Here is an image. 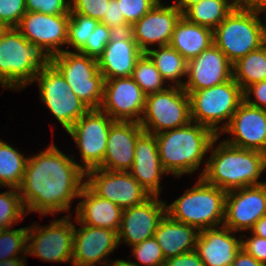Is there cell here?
<instances>
[{"instance_id": "cell-1", "label": "cell", "mask_w": 266, "mask_h": 266, "mask_svg": "<svg viewBox=\"0 0 266 266\" xmlns=\"http://www.w3.org/2000/svg\"><path fill=\"white\" fill-rule=\"evenodd\" d=\"M85 171L54 143L37 155L29 156L22 184L18 188L26 214L42 216L69 212L86 184Z\"/></svg>"}, {"instance_id": "cell-2", "label": "cell", "mask_w": 266, "mask_h": 266, "mask_svg": "<svg viewBox=\"0 0 266 266\" xmlns=\"http://www.w3.org/2000/svg\"><path fill=\"white\" fill-rule=\"evenodd\" d=\"M219 137L217 135L211 143V156L200 177L225 192L266 183L259 181L266 169L265 153L239 148L224 140L213 148Z\"/></svg>"}, {"instance_id": "cell-3", "label": "cell", "mask_w": 266, "mask_h": 266, "mask_svg": "<svg viewBox=\"0 0 266 266\" xmlns=\"http://www.w3.org/2000/svg\"><path fill=\"white\" fill-rule=\"evenodd\" d=\"M216 136L210 128L193 121L156 134L163 169L175 177L193 174L199 169Z\"/></svg>"}, {"instance_id": "cell-4", "label": "cell", "mask_w": 266, "mask_h": 266, "mask_svg": "<svg viewBox=\"0 0 266 266\" xmlns=\"http://www.w3.org/2000/svg\"><path fill=\"white\" fill-rule=\"evenodd\" d=\"M51 63L52 56L39 44L29 42L16 28H11L0 40V84L3 90H23Z\"/></svg>"}, {"instance_id": "cell-5", "label": "cell", "mask_w": 266, "mask_h": 266, "mask_svg": "<svg viewBox=\"0 0 266 266\" xmlns=\"http://www.w3.org/2000/svg\"><path fill=\"white\" fill-rule=\"evenodd\" d=\"M227 192L199 177L194 186L174 202L166 205V214L173 220L192 225L199 231L220 227L225 217Z\"/></svg>"}, {"instance_id": "cell-6", "label": "cell", "mask_w": 266, "mask_h": 266, "mask_svg": "<svg viewBox=\"0 0 266 266\" xmlns=\"http://www.w3.org/2000/svg\"><path fill=\"white\" fill-rule=\"evenodd\" d=\"M186 93L190 98L191 120L210 128L216 135L228 125L244 101L243 90L233 78L220 85ZM224 120L227 122L223 124ZM221 122L222 126L219 125Z\"/></svg>"}, {"instance_id": "cell-7", "label": "cell", "mask_w": 266, "mask_h": 266, "mask_svg": "<svg viewBox=\"0 0 266 266\" xmlns=\"http://www.w3.org/2000/svg\"><path fill=\"white\" fill-rule=\"evenodd\" d=\"M52 64L89 109L100 108L105 79L100 72L97 59L79 51L65 50L52 57Z\"/></svg>"}, {"instance_id": "cell-8", "label": "cell", "mask_w": 266, "mask_h": 266, "mask_svg": "<svg viewBox=\"0 0 266 266\" xmlns=\"http://www.w3.org/2000/svg\"><path fill=\"white\" fill-rule=\"evenodd\" d=\"M213 44L232 64L264 45L254 9L236 6L213 30Z\"/></svg>"}, {"instance_id": "cell-9", "label": "cell", "mask_w": 266, "mask_h": 266, "mask_svg": "<svg viewBox=\"0 0 266 266\" xmlns=\"http://www.w3.org/2000/svg\"><path fill=\"white\" fill-rule=\"evenodd\" d=\"M146 95L145 108L139 121L144 132H161L183 127L191 120L190 98L183 87L170 86Z\"/></svg>"}, {"instance_id": "cell-10", "label": "cell", "mask_w": 266, "mask_h": 266, "mask_svg": "<svg viewBox=\"0 0 266 266\" xmlns=\"http://www.w3.org/2000/svg\"><path fill=\"white\" fill-rule=\"evenodd\" d=\"M35 81L40 99L66 131L89 110L52 63L35 75Z\"/></svg>"}, {"instance_id": "cell-11", "label": "cell", "mask_w": 266, "mask_h": 266, "mask_svg": "<svg viewBox=\"0 0 266 266\" xmlns=\"http://www.w3.org/2000/svg\"><path fill=\"white\" fill-rule=\"evenodd\" d=\"M113 122L114 120L100 109H89L67 131L80 150L82 162L78 163V166L85 173L102 165L108 133Z\"/></svg>"}, {"instance_id": "cell-12", "label": "cell", "mask_w": 266, "mask_h": 266, "mask_svg": "<svg viewBox=\"0 0 266 266\" xmlns=\"http://www.w3.org/2000/svg\"><path fill=\"white\" fill-rule=\"evenodd\" d=\"M71 214L53 220L46 226L37 224L28 227L27 254L41 258L44 262H71L75 224ZM31 242V243H30Z\"/></svg>"}, {"instance_id": "cell-13", "label": "cell", "mask_w": 266, "mask_h": 266, "mask_svg": "<svg viewBox=\"0 0 266 266\" xmlns=\"http://www.w3.org/2000/svg\"><path fill=\"white\" fill-rule=\"evenodd\" d=\"M86 179L96 195L122 209L141 204L151 196L129 172L95 168L86 172Z\"/></svg>"}, {"instance_id": "cell-14", "label": "cell", "mask_w": 266, "mask_h": 266, "mask_svg": "<svg viewBox=\"0 0 266 266\" xmlns=\"http://www.w3.org/2000/svg\"><path fill=\"white\" fill-rule=\"evenodd\" d=\"M146 94L132 77L107 79L104 82L100 110L114 121L138 122L142 118Z\"/></svg>"}, {"instance_id": "cell-15", "label": "cell", "mask_w": 266, "mask_h": 266, "mask_svg": "<svg viewBox=\"0 0 266 266\" xmlns=\"http://www.w3.org/2000/svg\"><path fill=\"white\" fill-rule=\"evenodd\" d=\"M266 215V183L227 192L223 226L234 232L252 230Z\"/></svg>"}, {"instance_id": "cell-16", "label": "cell", "mask_w": 266, "mask_h": 266, "mask_svg": "<svg viewBox=\"0 0 266 266\" xmlns=\"http://www.w3.org/2000/svg\"><path fill=\"white\" fill-rule=\"evenodd\" d=\"M69 14L48 15L27 12L16 29L29 41L39 44L52 57L64 52L68 41ZM62 46V47H61Z\"/></svg>"}, {"instance_id": "cell-17", "label": "cell", "mask_w": 266, "mask_h": 266, "mask_svg": "<svg viewBox=\"0 0 266 266\" xmlns=\"http://www.w3.org/2000/svg\"><path fill=\"white\" fill-rule=\"evenodd\" d=\"M166 215V203L159 196H150L143 203L123 209L118 230V243L137 245L154 237L160 221Z\"/></svg>"}, {"instance_id": "cell-18", "label": "cell", "mask_w": 266, "mask_h": 266, "mask_svg": "<svg viewBox=\"0 0 266 266\" xmlns=\"http://www.w3.org/2000/svg\"><path fill=\"white\" fill-rule=\"evenodd\" d=\"M81 225L78 229L75 226L74 229L72 266H95L97 263L112 266L120 260H111L109 263V259H107V256L119 246L116 231Z\"/></svg>"}, {"instance_id": "cell-19", "label": "cell", "mask_w": 266, "mask_h": 266, "mask_svg": "<svg viewBox=\"0 0 266 266\" xmlns=\"http://www.w3.org/2000/svg\"><path fill=\"white\" fill-rule=\"evenodd\" d=\"M223 133L232 135L224 140L228 144L266 154V110L243 101L219 136Z\"/></svg>"}, {"instance_id": "cell-20", "label": "cell", "mask_w": 266, "mask_h": 266, "mask_svg": "<svg viewBox=\"0 0 266 266\" xmlns=\"http://www.w3.org/2000/svg\"><path fill=\"white\" fill-rule=\"evenodd\" d=\"M232 63L214 44L188 61L186 92L210 88L233 78Z\"/></svg>"}, {"instance_id": "cell-21", "label": "cell", "mask_w": 266, "mask_h": 266, "mask_svg": "<svg viewBox=\"0 0 266 266\" xmlns=\"http://www.w3.org/2000/svg\"><path fill=\"white\" fill-rule=\"evenodd\" d=\"M182 12L175 5L165 6L159 1L140 20L133 24V38L146 53L151 45H169L176 23Z\"/></svg>"}, {"instance_id": "cell-22", "label": "cell", "mask_w": 266, "mask_h": 266, "mask_svg": "<svg viewBox=\"0 0 266 266\" xmlns=\"http://www.w3.org/2000/svg\"><path fill=\"white\" fill-rule=\"evenodd\" d=\"M143 132L138 122L114 121L108 133L103 163L99 168L128 172L133 165L136 140Z\"/></svg>"}, {"instance_id": "cell-23", "label": "cell", "mask_w": 266, "mask_h": 266, "mask_svg": "<svg viewBox=\"0 0 266 266\" xmlns=\"http://www.w3.org/2000/svg\"><path fill=\"white\" fill-rule=\"evenodd\" d=\"M134 161L128 171L151 195L159 196L162 175L168 174L162 167L156 137L143 132L136 140Z\"/></svg>"}, {"instance_id": "cell-24", "label": "cell", "mask_w": 266, "mask_h": 266, "mask_svg": "<svg viewBox=\"0 0 266 266\" xmlns=\"http://www.w3.org/2000/svg\"><path fill=\"white\" fill-rule=\"evenodd\" d=\"M235 233L223 225L200 230L195 251L205 266H231L241 249Z\"/></svg>"}, {"instance_id": "cell-25", "label": "cell", "mask_w": 266, "mask_h": 266, "mask_svg": "<svg viewBox=\"0 0 266 266\" xmlns=\"http://www.w3.org/2000/svg\"><path fill=\"white\" fill-rule=\"evenodd\" d=\"M75 220L99 228H108L118 233L123 209L115 203L96 195L86 184L79 194Z\"/></svg>"}, {"instance_id": "cell-26", "label": "cell", "mask_w": 266, "mask_h": 266, "mask_svg": "<svg viewBox=\"0 0 266 266\" xmlns=\"http://www.w3.org/2000/svg\"><path fill=\"white\" fill-rule=\"evenodd\" d=\"M143 53L135 40L109 41L97 59L100 72L105 80L131 77Z\"/></svg>"}, {"instance_id": "cell-27", "label": "cell", "mask_w": 266, "mask_h": 266, "mask_svg": "<svg viewBox=\"0 0 266 266\" xmlns=\"http://www.w3.org/2000/svg\"><path fill=\"white\" fill-rule=\"evenodd\" d=\"M199 232L196 227L175 221L166 214L160 221L154 238L167 259L194 251Z\"/></svg>"}, {"instance_id": "cell-28", "label": "cell", "mask_w": 266, "mask_h": 266, "mask_svg": "<svg viewBox=\"0 0 266 266\" xmlns=\"http://www.w3.org/2000/svg\"><path fill=\"white\" fill-rule=\"evenodd\" d=\"M213 44V30L181 17L176 23L169 45L187 61L196 58Z\"/></svg>"}, {"instance_id": "cell-29", "label": "cell", "mask_w": 266, "mask_h": 266, "mask_svg": "<svg viewBox=\"0 0 266 266\" xmlns=\"http://www.w3.org/2000/svg\"><path fill=\"white\" fill-rule=\"evenodd\" d=\"M157 48H150L146 54L154 62L163 79L170 81V86L183 87L185 82L181 79L187 77L188 61L170 45ZM171 82L174 84L171 85Z\"/></svg>"}, {"instance_id": "cell-30", "label": "cell", "mask_w": 266, "mask_h": 266, "mask_svg": "<svg viewBox=\"0 0 266 266\" xmlns=\"http://www.w3.org/2000/svg\"><path fill=\"white\" fill-rule=\"evenodd\" d=\"M199 0L182 16L188 21L214 30L237 6L233 0Z\"/></svg>"}, {"instance_id": "cell-31", "label": "cell", "mask_w": 266, "mask_h": 266, "mask_svg": "<svg viewBox=\"0 0 266 266\" xmlns=\"http://www.w3.org/2000/svg\"><path fill=\"white\" fill-rule=\"evenodd\" d=\"M233 79L244 91L250 85L266 80V45L249 52L232 65Z\"/></svg>"}, {"instance_id": "cell-32", "label": "cell", "mask_w": 266, "mask_h": 266, "mask_svg": "<svg viewBox=\"0 0 266 266\" xmlns=\"http://www.w3.org/2000/svg\"><path fill=\"white\" fill-rule=\"evenodd\" d=\"M29 157L0 140V187L19 188Z\"/></svg>"}, {"instance_id": "cell-33", "label": "cell", "mask_w": 266, "mask_h": 266, "mask_svg": "<svg viewBox=\"0 0 266 266\" xmlns=\"http://www.w3.org/2000/svg\"><path fill=\"white\" fill-rule=\"evenodd\" d=\"M131 77L146 95L167 89L163 86L166 81L146 53L137 60Z\"/></svg>"}, {"instance_id": "cell-34", "label": "cell", "mask_w": 266, "mask_h": 266, "mask_svg": "<svg viewBox=\"0 0 266 266\" xmlns=\"http://www.w3.org/2000/svg\"><path fill=\"white\" fill-rule=\"evenodd\" d=\"M0 193V227L11 228L27 214L22 204L19 190L9 188ZM25 215V216H24Z\"/></svg>"}, {"instance_id": "cell-35", "label": "cell", "mask_w": 266, "mask_h": 266, "mask_svg": "<svg viewBox=\"0 0 266 266\" xmlns=\"http://www.w3.org/2000/svg\"><path fill=\"white\" fill-rule=\"evenodd\" d=\"M69 16L67 46L80 51L100 21L76 13H70Z\"/></svg>"}, {"instance_id": "cell-36", "label": "cell", "mask_w": 266, "mask_h": 266, "mask_svg": "<svg viewBox=\"0 0 266 266\" xmlns=\"http://www.w3.org/2000/svg\"><path fill=\"white\" fill-rule=\"evenodd\" d=\"M28 227L10 229L3 228L0 233V261L19 257L17 254L27 255Z\"/></svg>"}, {"instance_id": "cell-37", "label": "cell", "mask_w": 266, "mask_h": 266, "mask_svg": "<svg viewBox=\"0 0 266 266\" xmlns=\"http://www.w3.org/2000/svg\"><path fill=\"white\" fill-rule=\"evenodd\" d=\"M131 252L132 256H135L138 263L124 260L130 266H164L166 260L163 256L160 245L154 237L132 246Z\"/></svg>"}, {"instance_id": "cell-38", "label": "cell", "mask_w": 266, "mask_h": 266, "mask_svg": "<svg viewBox=\"0 0 266 266\" xmlns=\"http://www.w3.org/2000/svg\"><path fill=\"white\" fill-rule=\"evenodd\" d=\"M109 34V27L105 24L99 23L92 34H90V37H88L85 46L79 52L98 59L109 42Z\"/></svg>"}, {"instance_id": "cell-39", "label": "cell", "mask_w": 266, "mask_h": 266, "mask_svg": "<svg viewBox=\"0 0 266 266\" xmlns=\"http://www.w3.org/2000/svg\"><path fill=\"white\" fill-rule=\"evenodd\" d=\"M160 0H118L121 13L128 24H134L148 13Z\"/></svg>"}, {"instance_id": "cell-40", "label": "cell", "mask_w": 266, "mask_h": 266, "mask_svg": "<svg viewBox=\"0 0 266 266\" xmlns=\"http://www.w3.org/2000/svg\"><path fill=\"white\" fill-rule=\"evenodd\" d=\"M110 0H70V13L82 14L101 21Z\"/></svg>"}, {"instance_id": "cell-41", "label": "cell", "mask_w": 266, "mask_h": 266, "mask_svg": "<svg viewBox=\"0 0 266 266\" xmlns=\"http://www.w3.org/2000/svg\"><path fill=\"white\" fill-rule=\"evenodd\" d=\"M26 13L25 0H0V22L11 28H16Z\"/></svg>"}, {"instance_id": "cell-42", "label": "cell", "mask_w": 266, "mask_h": 266, "mask_svg": "<svg viewBox=\"0 0 266 266\" xmlns=\"http://www.w3.org/2000/svg\"><path fill=\"white\" fill-rule=\"evenodd\" d=\"M27 12L48 15L70 14V0H25Z\"/></svg>"}, {"instance_id": "cell-43", "label": "cell", "mask_w": 266, "mask_h": 266, "mask_svg": "<svg viewBox=\"0 0 266 266\" xmlns=\"http://www.w3.org/2000/svg\"><path fill=\"white\" fill-rule=\"evenodd\" d=\"M243 237L244 235H241V248L266 266V239L258 237L252 232L246 240L242 239Z\"/></svg>"}, {"instance_id": "cell-44", "label": "cell", "mask_w": 266, "mask_h": 266, "mask_svg": "<svg viewBox=\"0 0 266 266\" xmlns=\"http://www.w3.org/2000/svg\"><path fill=\"white\" fill-rule=\"evenodd\" d=\"M243 95H244V101L248 105L252 107H256V108L265 109L266 108V80L256 82L250 85L243 91ZM253 95L255 96L254 99L252 98ZM250 96L252 97L250 98Z\"/></svg>"}, {"instance_id": "cell-45", "label": "cell", "mask_w": 266, "mask_h": 266, "mask_svg": "<svg viewBox=\"0 0 266 266\" xmlns=\"http://www.w3.org/2000/svg\"><path fill=\"white\" fill-rule=\"evenodd\" d=\"M100 23L107 25L109 28L127 23L123 13H121L118 0H110L106 13Z\"/></svg>"}, {"instance_id": "cell-46", "label": "cell", "mask_w": 266, "mask_h": 266, "mask_svg": "<svg viewBox=\"0 0 266 266\" xmlns=\"http://www.w3.org/2000/svg\"><path fill=\"white\" fill-rule=\"evenodd\" d=\"M164 266H205L194 250L185 254L170 257L165 260Z\"/></svg>"}, {"instance_id": "cell-47", "label": "cell", "mask_w": 266, "mask_h": 266, "mask_svg": "<svg viewBox=\"0 0 266 266\" xmlns=\"http://www.w3.org/2000/svg\"><path fill=\"white\" fill-rule=\"evenodd\" d=\"M110 29L109 41L134 40L133 24H123Z\"/></svg>"}, {"instance_id": "cell-48", "label": "cell", "mask_w": 266, "mask_h": 266, "mask_svg": "<svg viewBox=\"0 0 266 266\" xmlns=\"http://www.w3.org/2000/svg\"><path fill=\"white\" fill-rule=\"evenodd\" d=\"M231 266H264L257 261L253 256L246 253L242 248L237 253Z\"/></svg>"}, {"instance_id": "cell-49", "label": "cell", "mask_w": 266, "mask_h": 266, "mask_svg": "<svg viewBox=\"0 0 266 266\" xmlns=\"http://www.w3.org/2000/svg\"><path fill=\"white\" fill-rule=\"evenodd\" d=\"M254 11H255V13L257 15V19H258V22H259L263 44L266 45V2H263L262 4L258 5L254 9ZM259 14H265L264 15L265 16L264 22L260 18Z\"/></svg>"}, {"instance_id": "cell-50", "label": "cell", "mask_w": 266, "mask_h": 266, "mask_svg": "<svg viewBox=\"0 0 266 266\" xmlns=\"http://www.w3.org/2000/svg\"><path fill=\"white\" fill-rule=\"evenodd\" d=\"M251 232L261 238L266 239V215L261 217L256 223Z\"/></svg>"}, {"instance_id": "cell-51", "label": "cell", "mask_w": 266, "mask_h": 266, "mask_svg": "<svg viewBox=\"0 0 266 266\" xmlns=\"http://www.w3.org/2000/svg\"><path fill=\"white\" fill-rule=\"evenodd\" d=\"M236 5L241 8L255 9L258 5L266 2V0H235Z\"/></svg>"}, {"instance_id": "cell-52", "label": "cell", "mask_w": 266, "mask_h": 266, "mask_svg": "<svg viewBox=\"0 0 266 266\" xmlns=\"http://www.w3.org/2000/svg\"><path fill=\"white\" fill-rule=\"evenodd\" d=\"M26 259L21 257L10 258L0 261V266H27Z\"/></svg>"}, {"instance_id": "cell-53", "label": "cell", "mask_w": 266, "mask_h": 266, "mask_svg": "<svg viewBox=\"0 0 266 266\" xmlns=\"http://www.w3.org/2000/svg\"><path fill=\"white\" fill-rule=\"evenodd\" d=\"M174 1L175 4L173 3V5H175L183 13L188 7L195 4L199 0H174Z\"/></svg>"}, {"instance_id": "cell-54", "label": "cell", "mask_w": 266, "mask_h": 266, "mask_svg": "<svg viewBox=\"0 0 266 266\" xmlns=\"http://www.w3.org/2000/svg\"><path fill=\"white\" fill-rule=\"evenodd\" d=\"M11 29L6 23L0 22V40H2L8 31Z\"/></svg>"}, {"instance_id": "cell-55", "label": "cell", "mask_w": 266, "mask_h": 266, "mask_svg": "<svg viewBox=\"0 0 266 266\" xmlns=\"http://www.w3.org/2000/svg\"><path fill=\"white\" fill-rule=\"evenodd\" d=\"M112 266H130L124 260L120 259L116 261Z\"/></svg>"}]
</instances>
